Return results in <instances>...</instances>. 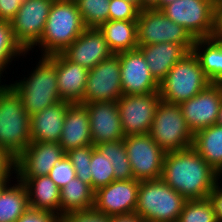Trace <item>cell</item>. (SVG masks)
<instances>
[{
    "label": "cell",
    "instance_id": "484cf974",
    "mask_svg": "<svg viewBox=\"0 0 222 222\" xmlns=\"http://www.w3.org/2000/svg\"><path fill=\"white\" fill-rule=\"evenodd\" d=\"M99 30L114 54L138 48L137 21L108 20Z\"/></svg>",
    "mask_w": 222,
    "mask_h": 222
},
{
    "label": "cell",
    "instance_id": "4fadbf2b",
    "mask_svg": "<svg viewBox=\"0 0 222 222\" xmlns=\"http://www.w3.org/2000/svg\"><path fill=\"white\" fill-rule=\"evenodd\" d=\"M122 95L119 56L113 54L89 70L83 103L118 101Z\"/></svg>",
    "mask_w": 222,
    "mask_h": 222
},
{
    "label": "cell",
    "instance_id": "5b68a950",
    "mask_svg": "<svg viewBox=\"0 0 222 222\" xmlns=\"http://www.w3.org/2000/svg\"><path fill=\"white\" fill-rule=\"evenodd\" d=\"M187 199L162 179L140 181L135 213L145 222H177Z\"/></svg>",
    "mask_w": 222,
    "mask_h": 222
},
{
    "label": "cell",
    "instance_id": "9c48e42d",
    "mask_svg": "<svg viewBox=\"0 0 222 222\" xmlns=\"http://www.w3.org/2000/svg\"><path fill=\"white\" fill-rule=\"evenodd\" d=\"M138 46L157 43L194 44L195 39L161 10L143 9L137 19Z\"/></svg>",
    "mask_w": 222,
    "mask_h": 222
},
{
    "label": "cell",
    "instance_id": "f1b7e54d",
    "mask_svg": "<svg viewBox=\"0 0 222 222\" xmlns=\"http://www.w3.org/2000/svg\"><path fill=\"white\" fill-rule=\"evenodd\" d=\"M14 180L0 195V222H16L29 208L26 187L17 178Z\"/></svg>",
    "mask_w": 222,
    "mask_h": 222
},
{
    "label": "cell",
    "instance_id": "7dc6e473",
    "mask_svg": "<svg viewBox=\"0 0 222 222\" xmlns=\"http://www.w3.org/2000/svg\"><path fill=\"white\" fill-rule=\"evenodd\" d=\"M14 180H0V195L2 193V191L4 190V188L11 182Z\"/></svg>",
    "mask_w": 222,
    "mask_h": 222
},
{
    "label": "cell",
    "instance_id": "7c38bea8",
    "mask_svg": "<svg viewBox=\"0 0 222 222\" xmlns=\"http://www.w3.org/2000/svg\"><path fill=\"white\" fill-rule=\"evenodd\" d=\"M51 0H24L10 21L16 42L25 52L40 41L52 5Z\"/></svg>",
    "mask_w": 222,
    "mask_h": 222
},
{
    "label": "cell",
    "instance_id": "816d5d0a",
    "mask_svg": "<svg viewBox=\"0 0 222 222\" xmlns=\"http://www.w3.org/2000/svg\"><path fill=\"white\" fill-rule=\"evenodd\" d=\"M52 2L71 1V0H51Z\"/></svg>",
    "mask_w": 222,
    "mask_h": 222
},
{
    "label": "cell",
    "instance_id": "ac0fdd59",
    "mask_svg": "<svg viewBox=\"0 0 222 222\" xmlns=\"http://www.w3.org/2000/svg\"><path fill=\"white\" fill-rule=\"evenodd\" d=\"M61 54L67 60L91 70L114 53L99 28H86Z\"/></svg>",
    "mask_w": 222,
    "mask_h": 222
},
{
    "label": "cell",
    "instance_id": "74e56055",
    "mask_svg": "<svg viewBox=\"0 0 222 222\" xmlns=\"http://www.w3.org/2000/svg\"><path fill=\"white\" fill-rule=\"evenodd\" d=\"M59 222H110V217L89 210L63 214L60 216Z\"/></svg>",
    "mask_w": 222,
    "mask_h": 222
},
{
    "label": "cell",
    "instance_id": "7402d4cb",
    "mask_svg": "<svg viewBox=\"0 0 222 222\" xmlns=\"http://www.w3.org/2000/svg\"><path fill=\"white\" fill-rule=\"evenodd\" d=\"M58 143L65 153L92 145L89 112L83 104L74 103L68 107Z\"/></svg>",
    "mask_w": 222,
    "mask_h": 222
},
{
    "label": "cell",
    "instance_id": "ee69618b",
    "mask_svg": "<svg viewBox=\"0 0 222 222\" xmlns=\"http://www.w3.org/2000/svg\"><path fill=\"white\" fill-rule=\"evenodd\" d=\"M110 222H145L136 213L126 215H114L110 217Z\"/></svg>",
    "mask_w": 222,
    "mask_h": 222
},
{
    "label": "cell",
    "instance_id": "f35d334b",
    "mask_svg": "<svg viewBox=\"0 0 222 222\" xmlns=\"http://www.w3.org/2000/svg\"><path fill=\"white\" fill-rule=\"evenodd\" d=\"M16 178V158L0 146V180Z\"/></svg>",
    "mask_w": 222,
    "mask_h": 222
},
{
    "label": "cell",
    "instance_id": "30bf717a",
    "mask_svg": "<svg viewBox=\"0 0 222 222\" xmlns=\"http://www.w3.org/2000/svg\"><path fill=\"white\" fill-rule=\"evenodd\" d=\"M124 145L134 179H161L166 152L149 134L127 136L124 138Z\"/></svg>",
    "mask_w": 222,
    "mask_h": 222
},
{
    "label": "cell",
    "instance_id": "8992f818",
    "mask_svg": "<svg viewBox=\"0 0 222 222\" xmlns=\"http://www.w3.org/2000/svg\"><path fill=\"white\" fill-rule=\"evenodd\" d=\"M210 83L199 60L191 51L159 83L160 98L170 104H180L196 96Z\"/></svg>",
    "mask_w": 222,
    "mask_h": 222
},
{
    "label": "cell",
    "instance_id": "83f0119b",
    "mask_svg": "<svg viewBox=\"0 0 222 222\" xmlns=\"http://www.w3.org/2000/svg\"><path fill=\"white\" fill-rule=\"evenodd\" d=\"M95 191L75 177L60 189V216L70 212L93 210Z\"/></svg>",
    "mask_w": 222,
    "mask_h": 222
},
{
    "label": "cell",
    "instance_id": "ffe728a7",
    "mask_svg": "<svg viewBox=\"0 0 222 222\" xmlns=\"http://www.w3.org/2000/svg\"><path fill=\"white\" fill-rule=\"evenodd\" d=\"M193 45L164 42L138 46V49L142 52L151 75L160 83L169 70L192 51Z\"/></svg>",
    "mask_w": 222,
    "mask_h": 222
},
{
    "label": "cell",
    "instance_id": "4dcf8cb0",
    "mask_svg": "<svg viewBox=\"0 0 222 222\" xmlns=\"http://www.w3.org/2000/svg\"><path fill=\"white\" fill-rule=\"evenodd\" d=\"M96 147L110 160L114 171V180L134 179L124 139L104 142Z\"/></svg>",
    "mask_w": 222,
    "mask_h": 222
},
{
    "label": "cell",
    "instance_id": "b9f144b4",
    "mask_svg": "<svg viewBox=\"0 0 222 222\" xmlns=\"http://www.w3.org/2000/svg\"><path fill=\"white\" fill-rule=\"evenodd\" d=\"M24 0H0V20L11 21Z\"/></svg>",
    "mask_w": 222,
    "mask_h": 222
},
{
    "label": "cell",
    "instance_id": "277c9868",
    "mask_svg": "<svg viewBox=\"0 0 222 222\" xmlns=\"http://www.w3.org/2000/svg\"><path fill=\"white\" fill-rule=\"evenodd\" d=\"M30 115L17 91L5 82L0 88V146L17 158L30 144Z\"/></svg>",
    "mask_w": 222,
    "mask_h": 222
},
{
    "label": "cell",
    "instance_id": "60d3db41",
    "mask_svg": "<svg viewBox=\"0 0 222 222\" xmlns=\"http://www.w3.org/2000/svg\"><path fill=\"white\" fill-rule=\"evenodd\" d=\"M222 176L217 180L213 190L209 193L208 199L211 202L218 222H222Z\"/></svg>",
    "mask_w": 222,
    "mask_h": 222
},
{
    "label": "cell",
    "instance_id": "2e32d148",
    "mask_svg": "<svg viewBox=\"0 0 222 222\" xmlns=\"http://www.w3.org/2000/svg\"><path fill=\"white\" fill-rule=\"evenodd\" d=\"M117 55L120 61L123 95L159 93V83L151 75L148 64L138 48Z\"/></svg>",
    "mask_w": 222,
    "mask_h": 222
},
{
    "label": "cell",
    "instance_id": "44dd1931",
    "mask_svg": "<svg viewBox=\"0 0 222 222\" xmlns=\"http://www.w3.org/2000/svg\"><path fill=\"white\" fill-rule=\"evenodd\" d=\"M72 103L61 100L30 117L31 142H59L64 118Z\"/></svg>",
    "mask_w": 222,
    "mask_h": 222
},
{
    "label": "cell",
    "instance_id": "d6986e66",
    "mask_svg": "<svg viewBox=\"0 0 222 222\" xmlns=\"http://www.w3.org/2000/svg\"><path fill=\"white\" fill-rule=\"evenodd\" d=\"M89 112L92 145L124 139L117 101L83 103Z\"/></svg>",
    "mask_w": 222,
    "mask_h": 222
},
{
    "label": "cell",
    "instance_id": "bcb514c9",
    "mask_svg": "<svg viewBox=\"0 0 222 222\" xmlns=\"http://www.w3.org/2000/svg\"><path fill=\"white\" fill-rule=\"evenodd\" d=\"M176 0H159V10Z\"/></svg>",
    "mask_w": 222,
    "mask_h": 222
},
{
    "label": "cell",
    "instance_id": "4316f807",
    "mask_svg": "<svg viewBox=\"0 0 222 222\" xmlns=\"http://www.w3.org/2000/svg\"><path fill=\"white\" fill-rule=\"evenodd\" d=\"M192 52L210 82L222 85V43L212 38L195 39Z\"/></svg>",
    "mask_w": 222,
    "mask_h": 222
},
{
    "label": "cell",
    "instance_id": "7a4b0ae2",
    "mask_svg": "<svg viewBox=\"0 0 222 222\" xmlns=\"http://www.w3.org/2000/svg\"><path fill=\"white\" fill-rule=\"evenodd\" d=\"M35 67H30L27 75L9 83L20 95L23 108L32 116L41 110L61 101L58 92L56 54L39 56ZM23 77V78H22Z\"/></svg>",
    "mask_w": 222,
    "mask_h": 222
},
{
    "label": "cell",
    "instance_id": "f6af8a7d",
    "mask_svg": "<svg viewBox=\"0 0 222 222\" xmlns=\"http://www.w3.org/2000/svg\"><path fill=\"white\" fill-rule=\"evenodd\" d=\"M143 9L159 10V0H140V11Z\"/></svg>",
    "mask_w": 222,
    "mask_h": 222
},
{
    "label": "cell",
    "instance_id": "603a6c76",
    "mask_svg": "<svg viewBox=\"0 0 222 222\" xmlns=\"http://www.w3.org/2000/svg\"><path fill=\"white\" fill-rule=\"evenodd\" d=\"M58 92L61 100L83 104L89 70L56 54Z\"/></svg>",
    "mask_w": 222,
    "mask_h": 222
},
{
    "label": "cell",
    "instance_id": "5bb4252c",
    "mask_svg": "<svg viewBox=\"0 0 222 222\" xmlns=\"http://www.w3.org/2000/svg\"><path fill=\"white\" fill-rule=\"evenodd\" d=\"M139 184L136 179L114 180L97 189L93 210L109 217L135 213Z\"/></svg>",
    "mask_w": 222,
    "mask_h": 222
},
{
    "label": "cell",
    "instance_id": "1f68e13d",
    "mask_svg": "<svg viewBox=\"0 0 222 222\" xmlns=\"http://www.w3.org/2000/svg\"><path fill=\"white\" fill-rule=\"evenodd\" d=\"M86 28H100L108 21L110 0H74Z\"/></svg>",
    "mask_w": 222,
    "mask_h": 222
},
{
    "label": "cell",
    "instance_id": "d590c367",
    "mask_svg": "<svg viewBox=\"0 0 222 222\" xmlns=\"http://www.w3.org/2000/svg\"><path fill=\"white\" fill-rule=\"evenodd\" d=\"M48 176L60 189L76 177L75 169L66 153L54 163Z\"/></svg>",
    "mask_w": 222,
    "mask_h": 222
},
{
    "label": "cell",
    "instance_id": "3957f363",
    "mask_svg": "<svg viewBox=\"0 0 222 222\" xmlns=\"http://www.w3.org/2000/svg\"><path fill=\"white\" fill-rule=\"evenodd\" d=\"M85 29L74 0L53 2L41 39L30 51L39 50L40 56L62 53Z\"/></svg>",
    "mask_w": 222,
    "mask_h": 222
},
{
    "label": "cell",
    "instance_id": "f907efd6",
    "mask_svg": "<svg viewBox=\"0 0 222 222\" xmlns=\"http://www.w3.org/2000/svg\"><path fill=\"white\" fill-rule=\"evenodd\" d=\"M8 82V80H5L3 78L0 77V88L4 85L5 82Z\"/></svg>",
    "mask_w": 222,
    "mask_h": 222
},
{
    "label": "cell",
    "instance_id": "8d00e7d4",
    "mask_svg": "<svg viewBox=\"0 0 222 222\" xmlns=\"http://www.w3.org/2000/svg\"><path fill=\"white\" fill-rule=\"evenodd\" d=\"M140 10L126 0H110L108 20L137 21Z\"/></svg>",
    "mask_w": 222,
    "mask_h": 222
},
{
    "label": "cell",
    "instance_id": "52a82bcc",
    "mask_svg": "<svg viewBox=\"0 0 222 222\" xmlns=\"http://www.w3.org/2000/svg\"><path fill=\"white\" fill-rule=\"evenodd\" d=\"M165 152L183 151L193 146V132L188 128L179 104L160 101L148 133Z\"/></svg>",
    "mask_w": 222,
    "mask_h": 222
},
{
    "label": "cell",
    "instance_id": "f546056e",
    "mask_svg": "<svg viewBox=\"0 0 222 222\" xmlns=\"http://www.w3.org/2000/svg\"><path fill=\"white\" fill-rule=\"evenodd\" d=\"M27 55H30V52H25L16 42L11 23L0 20V77H6L13 61V64L15 61L19 62L21 57L25 59Z\"/></svg>",
    "mask_w": 222,
    "mask_h": 222
},
{
    "label": "cell",
    "instance_id": "681fc988",
    "mask_svg": "<svg viewBox=\"0 0 222 222\" xmlns=\"http://www.w3.org/2000/svg\"><path fill=\"white\" fill-rule=\"evenodd\" d=\"M126 1L134 4L140 10V0H126Z\"/></svg>",
    "mask_w": 222,
    "mask_h": 222
},
{
    "label": "cell",
    "instance_id": "d4e9b609",
    "mask_svg": "<svg viewBox=\"0 0 222 222\" xmlns=\"http://www.w3.org/2000/svg\"><path fill=\"white\" fill-rule=\"evenodd\" d=\"M192 148L222 176V126L214 124L195 132Z\"/></svg>",
    "mask_w": 222,
    "mask_h": 222
},
{
    "label": "cell",
    "instance_id": "d6a6232c",
    "mask_svg": "<svg viewBox=\"0 0 222 222\" xmlns=\"http://www.w3.org/2000/svg\"><path fill=\"white\" fill-rule=\"evenodd\" d=\"M177 222H218L208 198L187 200Z\"/></svg>",
    "mask_w": 222,
    "mask_h": 222
},
{
    "label": "cell",
    "instance_id": "cb8c5ba5",
    "mask_svg": "<svg viewBox=\"0 0 222 222\" xmlns=\"http://www.w3.org/2000/svg\"><path fill=\"white\" fill-rule=\"evenodd\" d=\"M23 184L29 208L50 211L60 217V188L49 176L29 177Z\"/></svg>",
    "mask_w": 222,
    "mask_h": 222
},
{
    "label": "cell",
    "instance_id": "7bdbcfd3",
    "mask_svg": "<svg viewBox=\"0 0 222 222\" xmlns=\"http://www.w3.org/2000/svg\"><path fill=\"white\" fill-rule=\"evenodd\" d=\"M211 38L222 43V3L217 2L214 11V30Z\"/></svg>",
    "mask_w": 222,
    "mask_h": 222
},
{
    "label": "cell",
    "instance_id": "ba28073f",
    "mask_svg": "<svg viewBox=\"0 0 222 222\" xmlns=\"http://www.w3.org/2000/svg\"><path fill=\"white\" fill-rule=\"evenodd\" d=\"M216 4V0H176L161 11L194 39L211 38Z\"/></svg>",
    "mask_w": 222,
    "mask_h": 222
},
{
    "label": "cell",
    "instance_id": "6da1fadb",
    "mask_svg": "<svg viewBox=\"0 0 222 222\" xmlns=\"http://www.w3.org/2000/svg\"><path fill=\"white\" fill-rule=\"evenodd\" d=\"M219 178L192 147L166 152L161 179L187 200L206 199Z\"/></svg>",
    "mask_w": 222,
    "mask_h": 222
},
{
    "label": "cell",
    "instance_id": "8fae6325",
    "mask_svg": "<svg viewBox=\"0 0 222 222\" xmlns=\"http://www.w3.org/2000/svg\"><path fill=\"white\" fill-rule=\"evenodd\" d=\"M160 101L159 93L122 95L117 105L124 136L148 134Z\"/></svg>",
    "mask_w": 222,
    "mask_h": 222
},
{
    "label": "cell",
    "instance_id": "e0dca14e",
    "mask_svg": "<svg viewBox=\"0 0 222 222\" xmlns=\"http://www.w3.org/2000/svg\"><path fill=\"white\" fill-rule=\"evenodd\" d=\"M64 154L57 142H30L16 158V178L23 183L29 177L48 176Z\"/></svg>",
    "mask_w": 222,
    "mask_h": 222
},
{
    "label": "cell",
    "instance_id": "9a60e30c",
    "mask_svg": "<svg viewBox=\"0 0 222 222\" xmlns=\"http://www.w3.org/2000/svg\"><path fill=\"white\" fill-rule=\"evenodd\" d=\"M222 104V85L210 83L206 88L179 105L188 128L193 132L216 124Z\"/></svg>",
    "mask_w": 222,
    "mask_h": 222
},
{
    "label": "cell",
    "instance_id": "836d02e7",
    "mask_svg": "<svg viewBox=\"0 0 222 222\" xmlns=\"http://www.w3.org/2000/svg\"><path fill=\"white\" fill-rule=\"evenodd\" d=\"M90 165L92 189L94 191L114 181V171L110 160H108L96 146L92 151Z\"/></svg>",
    "mask_w": 222,
    "mask_h": 222
},
{
    "label": "cell",
    "instance_id": "ab89813d",
    "mask_svg": "<svg viewBox=\"0 0 222 222\" xmlns=\"http://www.w3.org/2000/svg\"><path fill=\"white\" fill-rule=\"evenodd\" d=\"M59 218L50 211L28 208L16 222H59Z\"/></svg>",
    "mask_w": 222,
    "mask_h": 222
},
{
    "label": "cell",
    "instance_id": "c3c4849f",
    "mask_svg": "<svg viewBox=\"0 0 222 222\" xmlns=\"http://www.w3.org/2000/svg\"><path fill=\"white\" fill-rule=\"evenodd\" d=\"M216 124L222 126V104L220 106V110H219V113H218V119H217Z\"/></svg>",
    "mask_w": 222,
    "mask_h": 222
},
{
    "label": "cell",
    "instance_id": "e575fe53",
    "mask_svg": "<svg viewBox=\"0 0 222 222\" xmlns=\"http://www.w3.org/2000/svg\"><path fill=\"white\" fill-rule=\"evenodd\" d=\"M95 146L87 145L80 148L69 150L66 155L71 160L75 169L76 177L81 179L84 183L92 187L91 175V157L92 151Z\"/></svg>",
    "mask_w": 222,
    "mask_h": 222
}]
</instances>
